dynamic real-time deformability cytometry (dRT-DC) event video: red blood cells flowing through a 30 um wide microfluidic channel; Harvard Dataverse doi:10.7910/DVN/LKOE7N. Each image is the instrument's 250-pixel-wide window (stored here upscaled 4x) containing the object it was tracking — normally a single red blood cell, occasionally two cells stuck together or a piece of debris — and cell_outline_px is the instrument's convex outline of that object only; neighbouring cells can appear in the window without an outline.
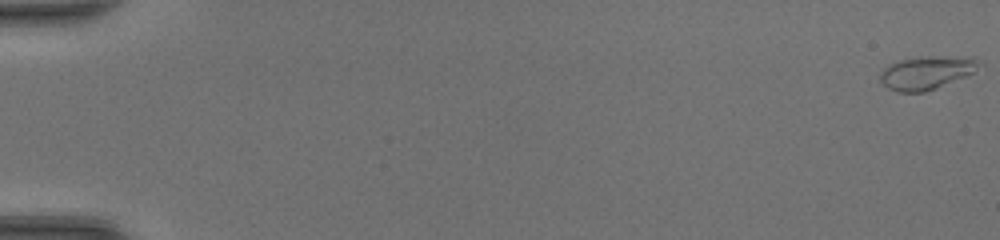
{"species": "common noctule bat (a hibernating species)", "species_latin": "Nyctalus noctula", "temperature_condition": "room temperature", "stored_images_in_passage": 49, "camera_frame_rate_fps": 3000, "um_per_image_px": 0.085, "animal": {"sex": "female", "body_mass_g": 20.0, "forearm_length_mm": 54.0}, "frame": {"image": 1, "passage_image": 1, "time_ms": 0.0, "image_size_px": [1000, 240], "cell_outline_px": [[984, 64], [968, 76], [936, 88], [924, 92], [896, 92], [888, 88], [880, 80], [880, 72], [888, 64], [900, 60], [920, 56], [976, 56]], "centroid_in_image_um": [78.83, 6.15], "position_along_channel_um": 6.2, "area_um2": 19.71}}
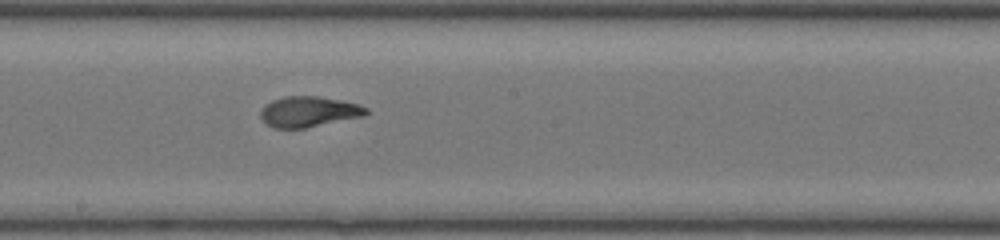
{"frame": {"image": 2, "passage_image": 29, "time_ms": 9.333, "image_size_px": [1000, 240], "cell_outline_px": [[368, 112], [364, 116], [304, 128], [272, 128], [264, 124], [260, 116], [260, 108], [264, 104], [272, 100], [284, 96], [320, 96], [360, 104], [368, 108]], "centroid_in_image_um": [26.2, 9.49], "position_along_channel_um": 222.0, "area_um2": 19.07}}
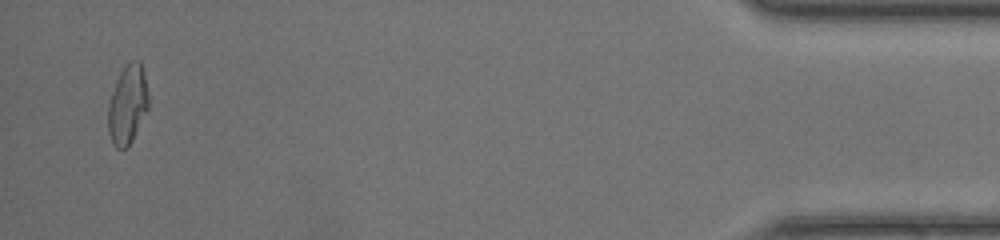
{"frame": {"image": 3, "passage_image": 48, "time_ms": 15.667, "image_size_px": [1000, 240], "cell_outline_px": [[148, 108], [128, 148], [116, 148], [112, 144], [108, 132], [108, 104], [116, 80], [120, 72], [128, 60], [140, 60], [148, 92]], "centroid_in_image_um": [10.83, 8.88], "position_along_channel_um": 424.4, "area_um2": 18.61}, "authors_computed_cell_mechanics": {"area_um2": 18.6116, "velocity_mm_per_s": 4.396, "shape_relaxation_time_tau1_ms": 8.8723, "shape_relaxation_time_tau2_ms": null, "deformation_change_tau1": 0.2871, "deformation_change_tau2": null}}